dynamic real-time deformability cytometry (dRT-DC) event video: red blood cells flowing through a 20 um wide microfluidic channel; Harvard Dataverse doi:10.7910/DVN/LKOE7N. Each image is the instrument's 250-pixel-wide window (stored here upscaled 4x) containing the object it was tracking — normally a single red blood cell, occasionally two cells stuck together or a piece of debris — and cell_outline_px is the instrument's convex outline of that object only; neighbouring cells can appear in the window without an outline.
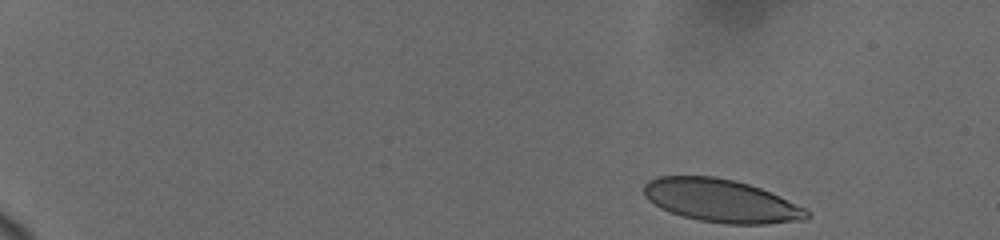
{"species": "human", "species_latin": "Homo sapiens", "temperature_condition": "cold", "stored_images_in_passage": 22, "camera_frame_rate_fps": 3000, "um_per_image_px": 0.085, "donor": {"sex": "female"}, "frame": {"image": 1, "passage_image": 1, "time_ms": 0.0, "image_size_px": [1000, 240], "cell_outline_px": [[812, 216], [804, 220], [768, 224], [728, 224], [700, 220], [684, 216], [660, 208], [648, 200], [644, 196], [644, 184], [648, 180], [656, 176], [716, 176], [748, 184], [760, 188], [808, 208]], "centroid_in_image_um": [61.33, 17.06], "position_along_channel_um": 23.7, "area_um2": 40.98}}
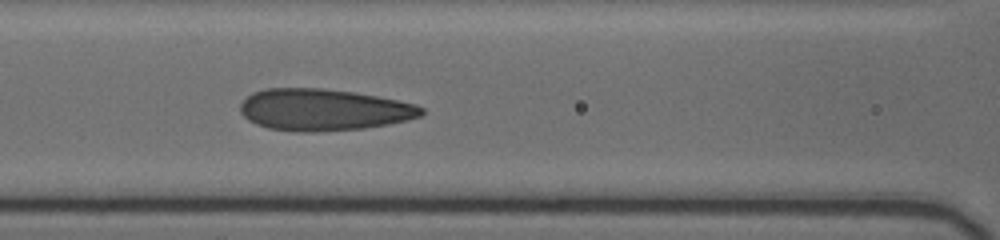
{"frame": {"image": 2, "passage_image": 19, "time_ms": 7.0, "image_size_px": [1000, 240], "cell_outline_px": [[424, 112], [420, 116], [408, 120], [388, 124], [364, 128], [316, 132], [296, 132], [268, 128], [256, 124], [248, 120], [240, 112], [240, 104], [252, 92], [264, 88], [324, 88], [356, 92], [416, 104], [424, 108]], "centroid_in_image_um": [27.48, 9.33], "position_along_channel_um": 139.1, "area_um2": 44.27}}
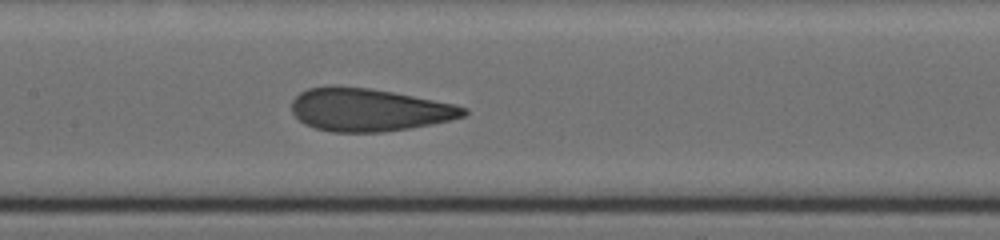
{"frame": {"image": 3, "passage_image": 22, "time_ms": 8.0, "image_size_px": [1000, 240], "cell_outline_px": [[468, 112], [464, 116], [432, 124], [408, 128], [380, 132], [332, 132], [316, 128], [304, 124], [292, 112], [292, 100], [300, 92], [308, 88], [332, 84], [368, 88], [392, 92], [452, 104], [468, 108]], "centroid_in_image_um": [31.3, 9.32], "position_along_channel_um": 176.1, "area_um2": 42.77}}